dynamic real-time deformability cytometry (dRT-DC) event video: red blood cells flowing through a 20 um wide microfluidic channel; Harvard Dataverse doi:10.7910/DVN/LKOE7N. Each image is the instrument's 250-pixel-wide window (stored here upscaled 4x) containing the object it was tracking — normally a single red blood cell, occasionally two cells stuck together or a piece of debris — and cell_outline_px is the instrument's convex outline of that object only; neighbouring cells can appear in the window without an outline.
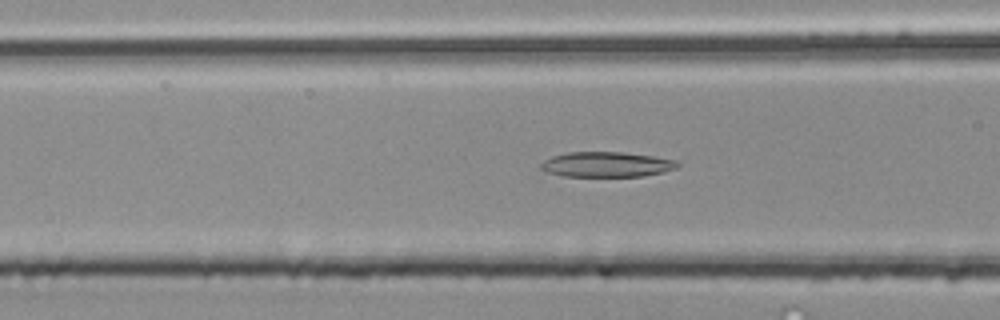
{"species": "common noctule bat (a hibernating species)", "species_latin": "Nyctalus noctula", "temperature_condition": "room temperature", "stored_images_in_passage": 51, "camera_frame_rate_fps": 3000, "um_per_image_px": 0.085, "animal": {"sex": "male", "body_mass_g": 20.4}, "frame": {"image": 1, "passage_image": 20, "time_ms": 6.333, "image_size_px": [1000, 320], "cell_outline_px": [[680, 164], [676, 168], [664, 172], [644, 176], [564, 176], [548, 172], [540, 168], [540, 164], [544, 160], [552, 156], [568, 152], [624, 152], [652, 156], [676, 160]], "centroid_in_image_um": [51.57, 13.97], "position_along_channel_um": 115.0, "area_um2": 20.0}}
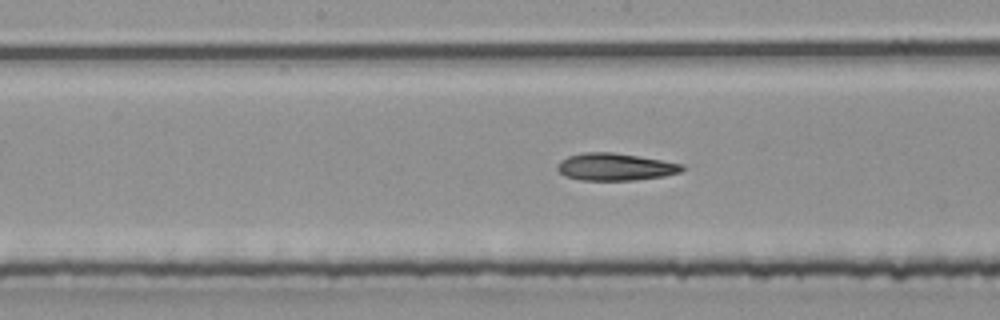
{"frame": {"image": 2, "passage_image": 26, "time_ms": 8.333, "image_size_px": [1000, 320], "cell_outline_px": [[684, 168], [680, 172], [664, 176], [636, 180], [580, 180], [564, 176], [556, 168], [556, 164], [560, 160], [568, 156], [584, 152], [612, 152], [684, 164]], "centroid_in_image_um": [52.25, 14.19], "position_along_channel_um": 196.0, "area_um2": 19.83}}
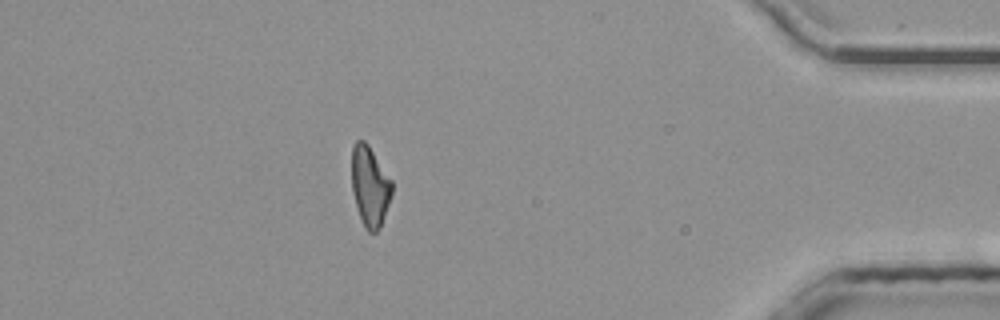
{"frame": {"image": 3, "passage_image": 45, "time_ms": 14.667, "image_size_px": [1000, 320], "cell_outline_px": [[392, 192], [380, 228], [376, 232], [368, 232], [360, 216], [352, 192], [352, 148], [356, 140], [364, 140], [368, 144], [392, 180]], "centroid_in_image_um": [31.44, 15.8], "position_along_channel_um": 403.8, "area_um2": 18.55}, "authors_computed_cell_mechanics": {"area_um2": 19.9988, "velocity_mm_per_s": 4.022, "shape_relaxation_time_tau1_ms": 7.6285, "shape_relaxation_time_tau2_ms": null, "deformation_change_tau1": 0.1887, "deformation_change_tau2": null}}